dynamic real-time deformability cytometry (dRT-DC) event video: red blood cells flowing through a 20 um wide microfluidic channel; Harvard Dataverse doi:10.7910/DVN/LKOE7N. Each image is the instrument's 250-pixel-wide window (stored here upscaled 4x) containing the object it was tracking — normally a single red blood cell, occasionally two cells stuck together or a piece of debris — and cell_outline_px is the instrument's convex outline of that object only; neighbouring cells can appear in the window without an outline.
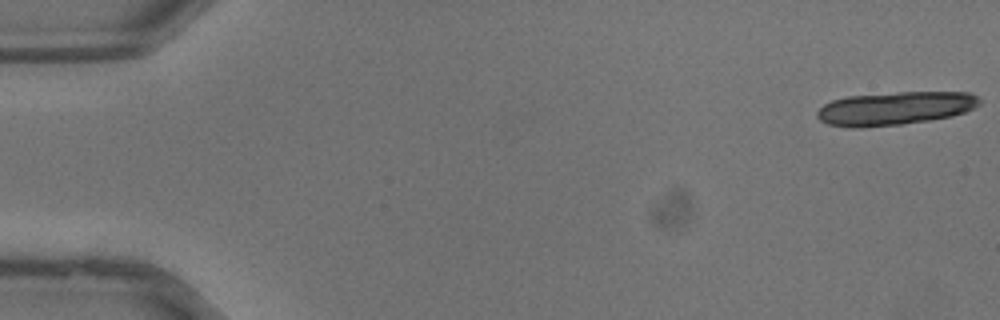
{"species": "common noctule bat (a hibernating species)", "species_latin": "Nyctalus noctula", "temperature_condition": "warm", "stored_images_in_passage": 11, "camera_frame_rate_fps": 3000, "um_per_image_px": 0.085, "animal": {"sex": "male", "body_mass_g": 13.3}, "frame": {"image": 1, "passage_image": 1, "time_ms": 0.0, "image_size_px": [1000, 320], "cell_outline_px": [[980, 104], [964, 112], [952, 116], [904, 124], [860, 128], [848, 128], [828, 124], [820, 120], [816, 116], [816, 112], [824, 104], [832, 100], [848, 96], [896, 92], [968, 92], [976, 96], [980, 100]], "centroid_in_image_um": [76.03, 9.21], "position_along_channel_um": 9.0, "area_um2": 31.62}}
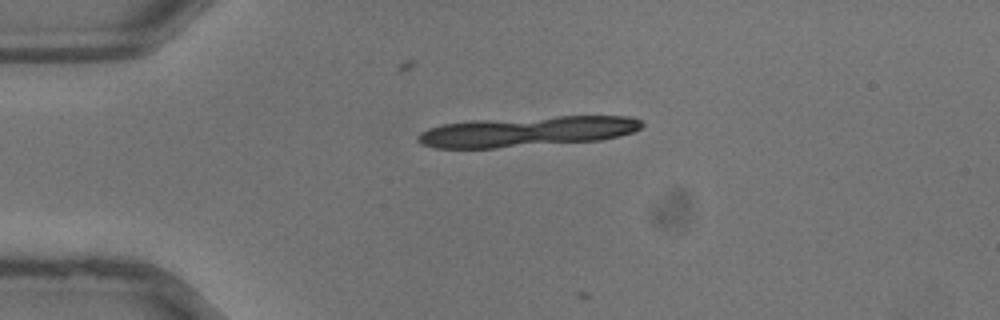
{"frame": {"image": 2, "passage_image": 9, "time_ms": 2.667, "image_size_px": [1000, 320], "cell_outline_px": [[644, 124], [636, 132], [620, 136], [600, 140], [496, 148], [436, 148], [420, 144], [416, 140], [416, 136], [420, 132], [428, 128], [444, 124], [472, 120], [560, 116], [632, 116], [640, 120]], "centroid_in_image_um": [44.8, 11.18], "position_along_channel_um": 40.2, "area_um2": 39.82}}